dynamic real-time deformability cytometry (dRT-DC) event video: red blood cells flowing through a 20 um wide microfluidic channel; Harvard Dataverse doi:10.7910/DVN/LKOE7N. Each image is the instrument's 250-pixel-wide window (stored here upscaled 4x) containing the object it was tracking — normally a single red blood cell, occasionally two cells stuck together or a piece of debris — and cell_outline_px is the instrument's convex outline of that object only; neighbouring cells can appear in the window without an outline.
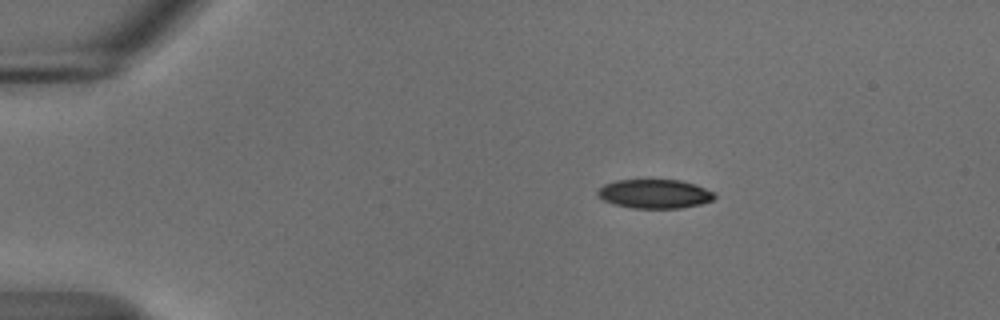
{"species": "common noctule bat (a hibernating species)", "species_latin": "Nyctalus noctula", "temperature_condition": "cold", "stored_images_in_passage": 46, "camera_frame_rate_fps": 3000, "um_per_image_px": 0.085, "animal": {"sex": "male", "body_mass_g": 18.8}, "frame": {"image": 1, "passage_image": 1, "time_ms": 0.0, "image_size_px": [1000, 320], "cell_outline_px": [[716, 196], [712, 200], [700, 204], [680, 208], [632, 208], [612, 204], [596, 196], [596, 192], [604, 184], [616, 180], [680, 180], [696, 184], [712, 192]], "centroid_in_image_um": [55.6, 16.48], "position_along_channel_um": 29.4, "area_um2": 19.77}}
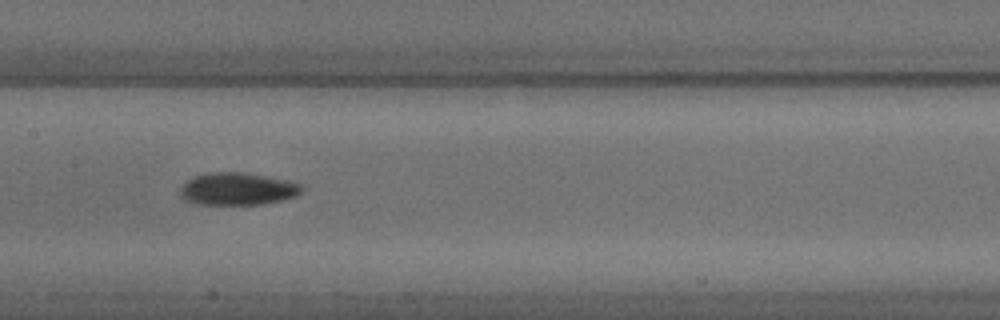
{"frame": {"image": 2, "passage_image": 19, "time_ms": 6.0, "image_size_px": [1000, 320], "cell_outline_px": [[304, 188], [296, 196], [280, 200], [260, 204], [200, 204], [184, 200], [180, 196], [180, 188], [192, 176], [208, 172], [244, 172], [288, 180], [300, 184]], "centroid_in_image_um": [20.17, 16.04], "position_along_channel_um": 187.2, "area_um2": 22.95}}
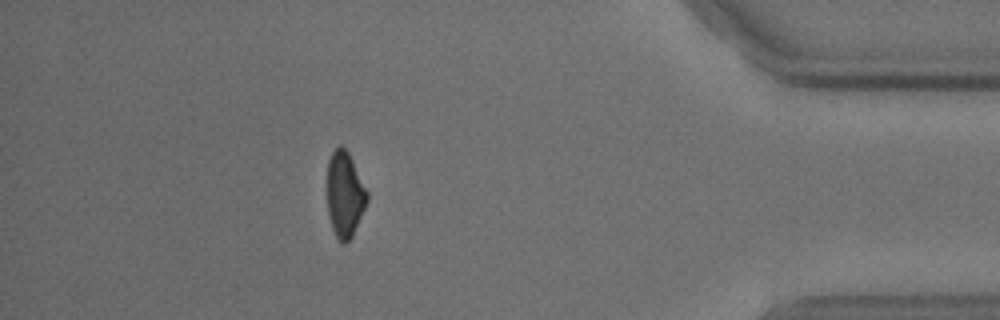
{"frame": {"image": 3, "passage_image": 40, "time_ms": 13.0, "image_size_px": [1000, 320], "cell_outline_px": [[368, 200], [352, 236], [344, 244], [336, 236], [332, 228], [328, 212], [328, 160], [332, 152], [340, 144], [348, 152], [368, 192]], "centroid_in_image_um": [29.31, 16.51], "position_along_channel_um": 405.9, "area_um2": 19.54}, "authors_computed_cell_mechanics": {"area_um2": 21.7328, "velocity_mm_per_s": 3.6995, "shape_relaxation_time_tau1_ms": 3.8733, "shape_relaxation_time_tau2_ms": null, "deformation_change_tau1": 0.1128, "deformation_change_tau2": null}}